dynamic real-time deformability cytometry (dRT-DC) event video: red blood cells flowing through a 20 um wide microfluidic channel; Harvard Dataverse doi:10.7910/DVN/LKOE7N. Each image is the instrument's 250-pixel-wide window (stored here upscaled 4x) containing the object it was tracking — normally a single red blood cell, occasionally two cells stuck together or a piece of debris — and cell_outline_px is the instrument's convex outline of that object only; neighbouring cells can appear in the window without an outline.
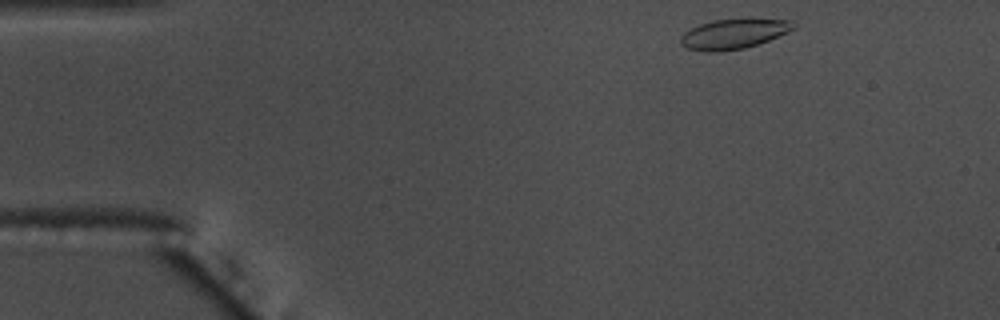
{"species": "common noctule bat (a hibernating species)", "species_latin": "Nyctalus noctula", "temperature_condition": "warm", "stored_images_in_passage": 50, "camera_frame_rate_fps": 3000, "um_per_image_px": 0.085, "animal": {"sex": "male", "body_mass_g": 17.5, "forearm_length_mm": 52.3}, "frame": {"image": 1, "passage_image": 1, "time_ms": 0.0, "image_size_px": [1000, 320], "cell_outline_px": [[796, 28], [788, 32], [768, 40], [744, 48], [720, 52], [708, 52], [688, 48], [680, 44], [680, 36], [684, 32], [700, 24], [712, 20], [748, 16], [792, 20], [796, 24]], "centroid_in_image_um": [62.42, 2.82], "position_along_channel_um": 22.6, "area_um2": 20.46}}
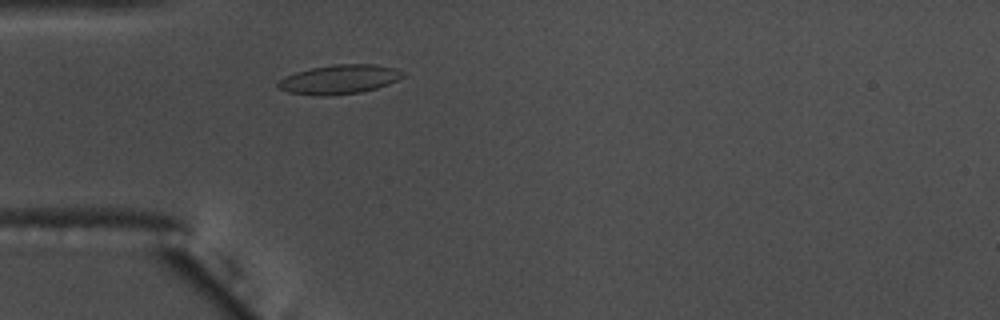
{"frame": {"image": 2, "passage_image": 10, "time_ms": 3.0, "image_size_px": [1000, 320], "cell_outline_px": [[404, 76], [388, 84], [376, 88], [360, 92], [328, 96], [320, 96], [288, 92], [276, 88], [276, 84], [280, 80], [296, 72], [312, 68], [336, 64], [372, 64], [396, 68], [404, 72]], "centroid_in_image_um": [28.84, 6.75], "position_along_channel_um": 56.2, "area_um2": 21.1}}
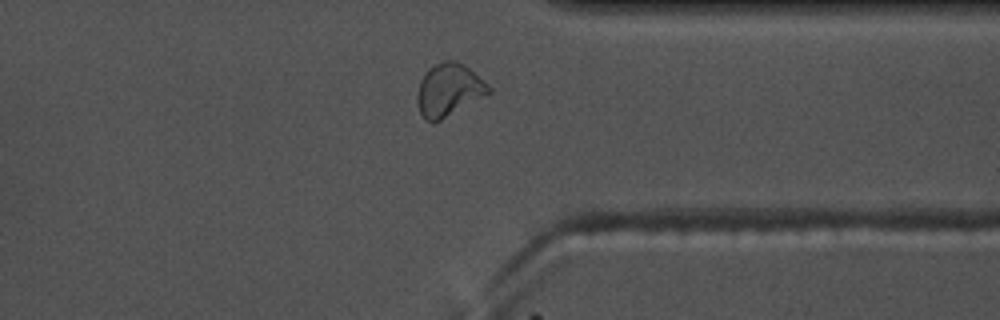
{"frame": {"image": 3, "passage_image": 37, "time_ms": 12.0, "image_size_px": [1000, 320], "cell_outline_px": [[492, 92], [440, 120], [424, 120], [420, 112], [416, 100], [416, 96], [420, 80], [436, 64], [444, 60], [456, 60], [468, 68], [488, 84], [492, 88]], "centroid_in_image_um": [38.15, 7.64], "position_along_channel_um": 373.2, "area_um2": 21.44}, "authors_computed_cell_mechanics": {"area_um2": 20.1433, "velocity_mm_per_s": 3.6166, "shape_relaxation_time_tau1_ms": 9.1903, "shape_relaxation_time_tau2_ms": 1.626, "deformation_change_tau1": 0.2124, "deformation_change_tau2": 0.0715}}